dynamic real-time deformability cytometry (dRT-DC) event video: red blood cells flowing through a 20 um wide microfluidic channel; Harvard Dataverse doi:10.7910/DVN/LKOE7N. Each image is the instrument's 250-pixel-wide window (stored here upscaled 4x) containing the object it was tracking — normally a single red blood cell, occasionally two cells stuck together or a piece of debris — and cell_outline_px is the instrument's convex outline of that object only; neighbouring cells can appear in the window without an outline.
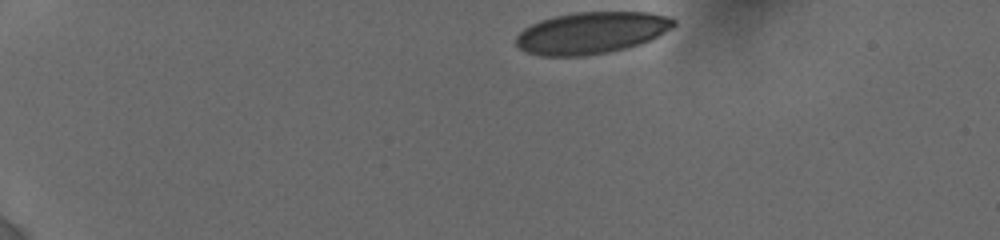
{"species": "human", "species_latin": "Homo sapiens", "temperature_condition": "cold", "stored_images_in_passage": 34, "camera_frame_rate_fps": 3000, "um_per_image_px": 0.085, "donor": {"sex": "female"}, "frame": {"image": 1, "passage_image": 1, "time_ms": 0.0, "image_size_px": [1000, 240], "cell_outline_px": [[676, 24], [672, 28], [640, 44], [608, 52], [584, 56], [540, 56], [528, 52], [520, 48], [516, 44], [516, 36], [524, 28], [540, 20], [556, 16], [576, 12], [648, 12], [672, 16], [676, 20]], "centroid_in_image_um": [50.28, 2.78], "position_along_channel_um": 34.7, "area_um2": 38.32}}
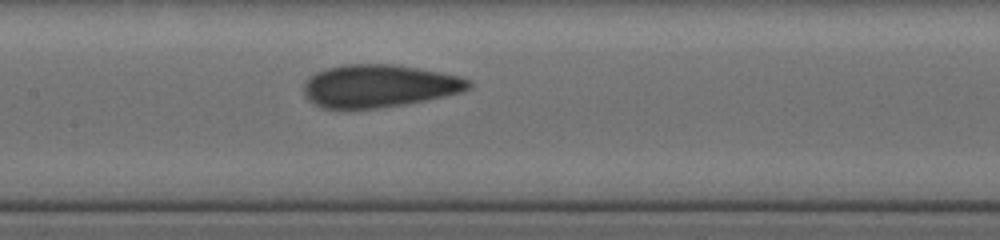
{"frame": {"image": 2, "passage_image": 20, "time_ms": 6.0, "image_size_px": [1000, 240], "cell_outline_px": [[472, 88], [464, 92], [404, 104], [376, 108], [320, 108], [312, 104], [304, 96], [304, 80], [308, 76], [316, 72], [328, 68], [344, 64], [392, 64], [440, 72], [460, 76], [472, 80]], "centroid_in_image_um": [32.2, 7.3], "position_along_channel_um": 175.2, "area_um2": 41.27}}
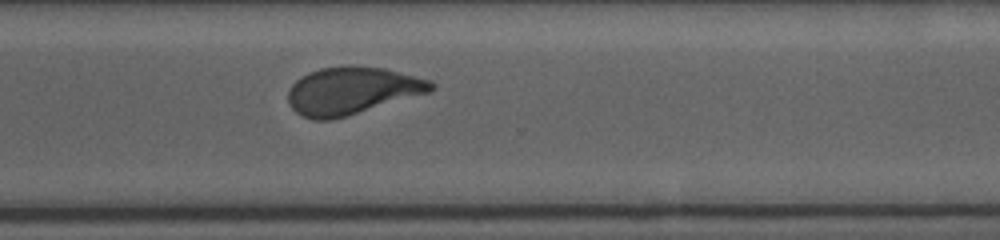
{"frame": {"image": 3, "passage_image": 34, "time_ms": 10.333, "image_size_px": [1000, 240], "cell_outline_px": [[436, 88], [432, 92], [332, 120], [312, 120], [296, 112], [292, 108], [288, 100], [288, 88], [300, 76], [308, 72], [320, 68], [348, 64], [384, 68], [432, 80], [436, 84]], "centroid_in_image_um": [29.94, 7.69], "position_along_channel_um": 340.7, "area_um2": 40.11}}